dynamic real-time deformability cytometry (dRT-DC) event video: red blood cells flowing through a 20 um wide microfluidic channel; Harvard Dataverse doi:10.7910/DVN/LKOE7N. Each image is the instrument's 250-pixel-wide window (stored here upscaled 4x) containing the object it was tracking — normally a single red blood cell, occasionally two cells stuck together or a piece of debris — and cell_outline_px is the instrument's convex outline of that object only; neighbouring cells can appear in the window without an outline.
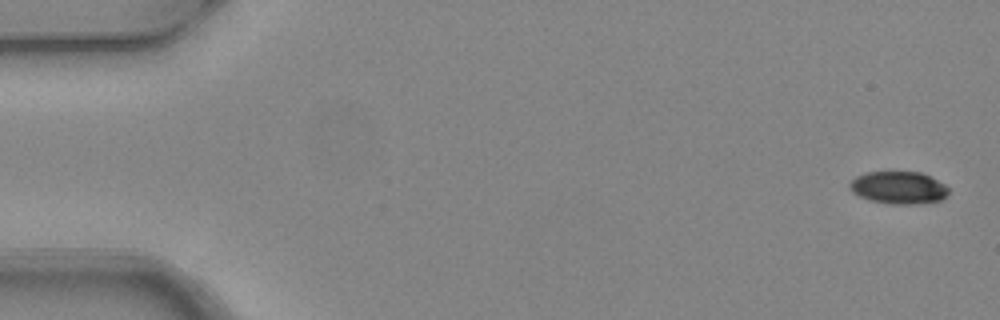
{"species": "common noctule bat (a hibernating species)", "species_latin": "Nyctalus noctula", "temperature_condition": "warm", "stored_images_in_passage": 6, "camera_frame_rate_fps": 3000, "um_per_image_px": 0.085, "animal": {"sex": "female", "body_mass_g": 24.6, "forearm_length_mm": 56.2}, "frame": {"image": 1, "passage_image": 1, "time_ms": 0.0, "image_size_px": [1000, 320], "cell_outline_px": [[948, 192], [940, 200], [912, 204], [896, 204], [872, 200], [860, 196], [852, 192], [848, 188], [848, 184], [856, 176], [868, 172], [920, 172], [944, 184], [948, 188]], "centroid_in_image_um": [76.34, 15.94], "position_along_channel_um": 8.7, "area_um2": 18.32}}
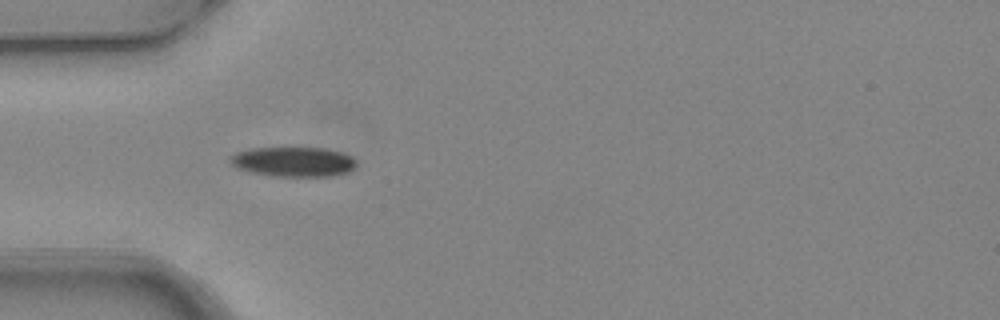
{"frame": {"image": 2, "passage_image": 5, "time_ms": 1.333, "image_size_px": [1000, 320], "cell_outline_px": [[356, 164], [348, 172], [328, 176], [272, 176], [252, 172], [236, 168], [228, 164], [228, 156], [236, 152], [248, 148], [292, 144], [324, 148], [344, 152], [352, 156], [356, 160]], "centroid_in_image_um": [24.86, 13.68], "position_along_channel_um": 60.1, "area_um2": 23.24}}
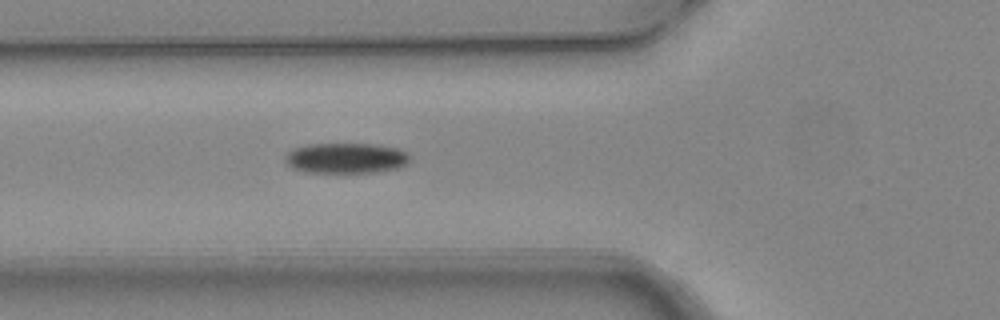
{"frame": {"image": 3, "passage_image": 6, "time_ms": 1.667, "image_size_px": [1000, 320], "cell_outline_px": [[412, 160], [408, 164], [400, 168], [380, 172], [304, 172], [292, 168], [284, 160], [284, 156], [292, 148], [308, 144], [376, 144], [396, 148], [408, 152], [412, 156]], "centroid_in_image_um": [29.46, 13.44], "position_along_channel_um": 96.3, "area_um2": 22.54}}